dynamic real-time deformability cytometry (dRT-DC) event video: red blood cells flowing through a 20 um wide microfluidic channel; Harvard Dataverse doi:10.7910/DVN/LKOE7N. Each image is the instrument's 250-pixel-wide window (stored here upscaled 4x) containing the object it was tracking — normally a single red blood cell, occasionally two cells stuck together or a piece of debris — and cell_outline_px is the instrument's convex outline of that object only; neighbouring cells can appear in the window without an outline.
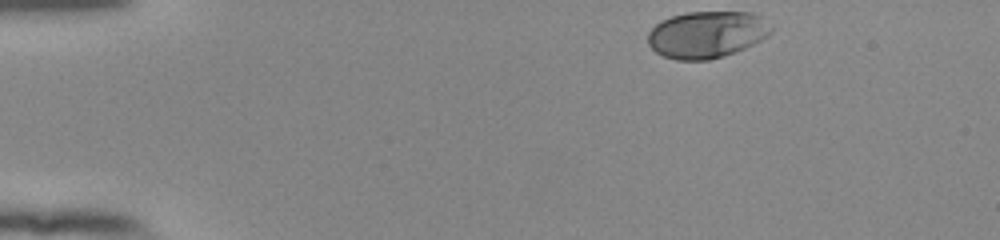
{"species": "human", "species_latin": "Homo sapiens", "temperature_condition": "room temperature", "stored_images_in_passage": 39, "camera_frame_rate_fps": 3000, "um_per_image_px": 0.085, "donor": {"sex": "female"}, "frame": {"image": 1, "passage_image": 1, "time_ms": 0.0, "image_size_px": [1000, 240], "cell_outline_px": [[772, 32], [768, 36], [744, 48], [724, 56], [708, 60], [676, 60], [664, 56], [656, 52], [648, 44], [648, 32], [660, 20], [672, 16], [688, 12], [756, 12], [772, 28]], "centroid_in_image_um": [60.07, 2.93], "position_along_channel_um": 24.9, "area_um2": 33.64}}
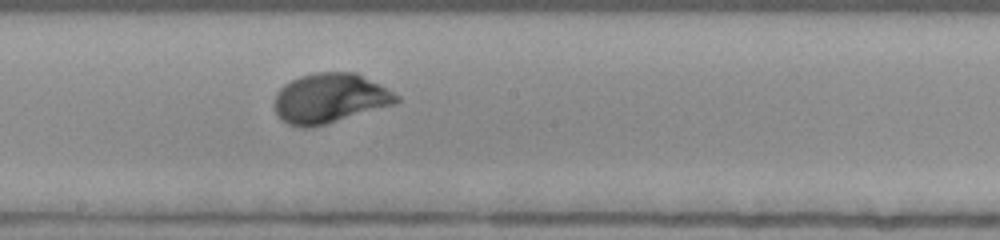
{"frame": {"image": 2, "passage_image": 23, "time_ms": 7.333, "image_size_px": [1000, 240], "cell_outline_px": [[400, 100], [396, 104], [324, 124], [308, 128], [300, 128], [288, 124], [280, 120], [276, 116], [272, 104], [276, 92], [284, 84], [300, 76], [316, 72], [356, 72], [380, 84], [400, 96]], "centroid_in_image_um": [27.99, 8.36], "position_along_channel_um": 220.2, "area_um2": 35.72}}
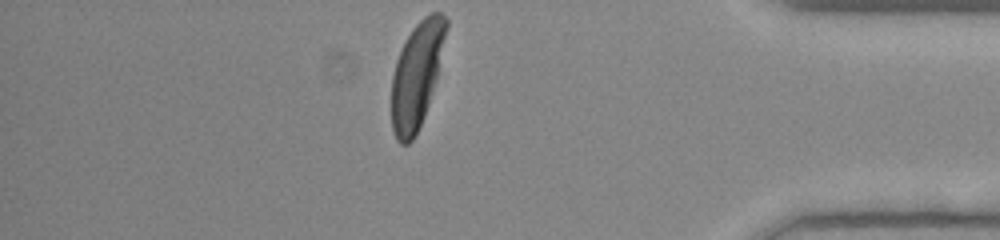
{"frame": {"image": 3, "passage_image": 39, "time_ms": 12.667, "image_size_px": [1000, 240], "cell_outline_px": [[448, 28], [436, 80], [424, 116], [412, 140], [408, 144], [400, 144], [396, 140], [392, 128], [392, 76], [396, 60], [412, 28], [424, 16], [432, 12], [440, 12], [448, 20]], "centroid_in_image_um": [35.43, 6.35], "position_along_channel_um": 399.8, "area_um2": 33.29}, "authors_computed_cell_mechanics": {"area_um2": 33.9286, "velocity_mm_per_s": 3.9184, "shape_relaxation_time_tau1_ms": 2.1574, "shape_relaxation_time_tau2_ms": null, "deformation_change_tau1": 0.1535, "deformation_change_tau2": null}}